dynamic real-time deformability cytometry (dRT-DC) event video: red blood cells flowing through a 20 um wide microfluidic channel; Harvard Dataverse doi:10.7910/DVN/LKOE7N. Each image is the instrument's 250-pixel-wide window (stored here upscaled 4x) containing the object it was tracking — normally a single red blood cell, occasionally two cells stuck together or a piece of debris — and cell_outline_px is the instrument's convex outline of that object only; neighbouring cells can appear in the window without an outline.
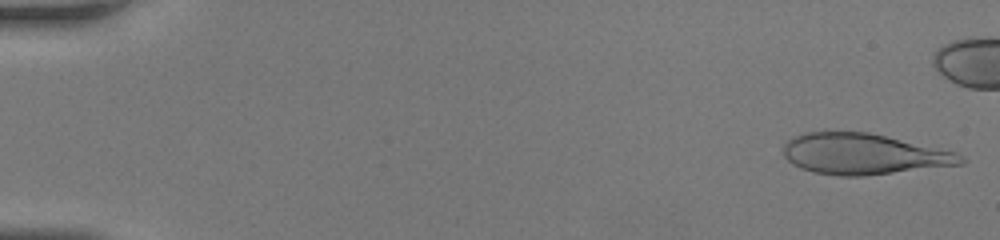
{"species": "human", "species_latin": "Homo sapiens", "temperature_condition": "room temperature", "stored_images_in_passage": 41, "camera_frame_rate_fps": 3000, "um_per_image_px": 0.085, "donor": {"sex": "female"}, "frame": {"image": 1, "passage_image": 1, "time_ms": 0.0, "image_size_px": [1000, 240], "cell_outline_px": [[968, 160], [964, 164], [864, 176], [836, 176], [812, 172], [800, 168], [792, 164], [784, 156], [784, 144], [792, 136], [804, 132], [868, 132], [956, 152], [964, 156]], "centroid_in_image_um": [73.39, 13.1], "position_along_channel_um": 11.6, "area_um2": 42.37}}
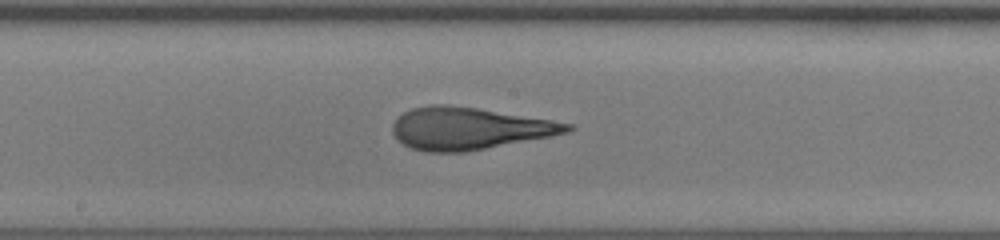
{"frame": {"image": 2, "passage_image": 25, "time_ms": 8.0, "image_size_px": [1000, 240], "cell_outline_px": [[576, 128], [568, 132], [552, 136], [464, 152], [424, 152], [412, 148], [396, 140], [392, 132], [392, 124], [404, 112], [412, 108], [432, 104], [444, 104], [476, 108], [572, 124]], "centroid_in_image_um": [39.82, 10.93], "position_along_channel_um": 208.4, "area_um2": 42.54}}
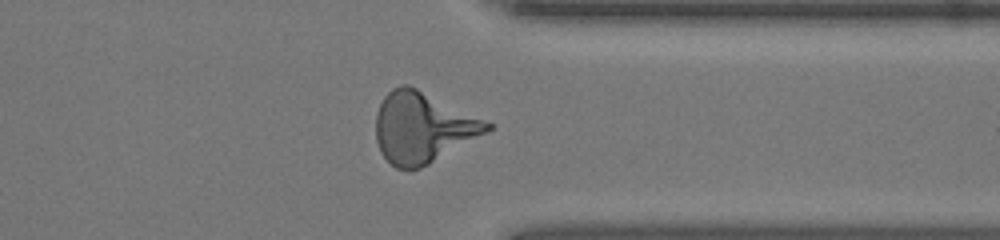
{"frame": {"image": 3, "passage_image": 36, "time_ms": 11.667, "image_size_px": [1000, 240], "cell_outline_px": [[492, 128], [488, 132], [428, 164], [420, 168], [396, 168], [380, 152], [376, 140], [376, 116], [380, 104], [384, 96], [392, 88], [400, 84], [408, 84], [492, 124]], "centroid_in_image_um": [35.89, 10.83], "position_along_channel_um": 375.5, "area_um2": 45.03}}